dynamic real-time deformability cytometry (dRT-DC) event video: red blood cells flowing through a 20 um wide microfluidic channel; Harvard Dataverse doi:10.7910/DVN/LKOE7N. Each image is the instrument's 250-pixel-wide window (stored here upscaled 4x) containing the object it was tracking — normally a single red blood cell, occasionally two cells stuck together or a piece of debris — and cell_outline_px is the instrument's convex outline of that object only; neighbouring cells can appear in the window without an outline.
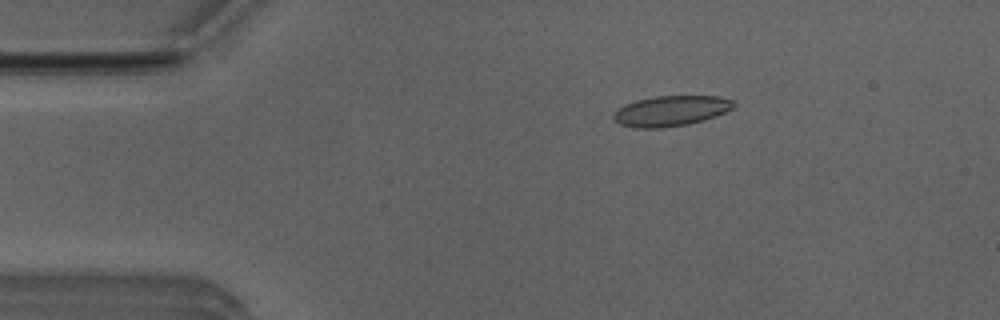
{"species": "Egyptian fruit bat (a non-hibernating species)", "species_latin": "Rousettus aegyptiacus", "temperature_condition": "room temperature", "stored_images_in_passage": 49, "camera_frame_rate_fps": 3000, "um_per_image_px": 0.085, "animal": {"sex": "male"}, "frame": {"image": 1, "passage_image": 6, "time_ms": 1.667, "image_size_px": [1000, 320], "cell_outline_px": [[736, 104], [732, 108], [716, 116], [704, 120], [688, 124], [664, 128], [636, 128], [620, 124], [612, 120], [612, 116], [624, 104], [636, 100], [656, 96], [720, 96], [732, 100]], "centroid_in_image_um": [57.02, 9.43], "position_along_channel_um": 28.0, "area_um2": 21.33}}
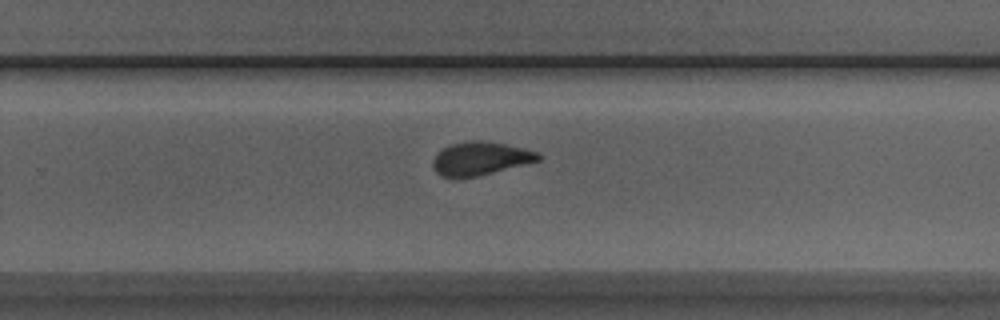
{"frame": {"image": 2, "passage_image": 30, "time_ms": 9.667, "image_size_px": [1000, 320], "cell_outline_px": [[544, 156], [540, 160], [528, 164], [476, 176], [444, 176], [436, 172], [432, 164], [432, 160], [444, 148], [452, 144], [472, 140], [484, 140], [504, 144], [540, 152]], "centroid_in_image_um": [40.91, 13.45], "position_along_channel_um": 288.9, "area_um2": 20.17}}
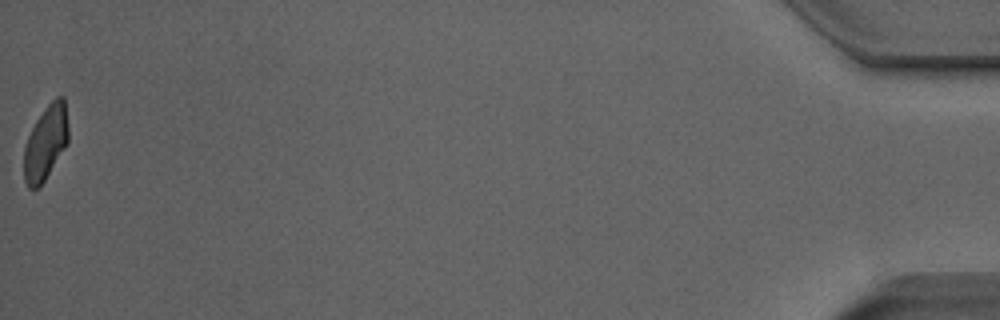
{"frame": {"image": 3, "passage_image": 49, "time_ms": 16.0, "image_size_px": [1000, 320], "cell_outline_px": [[68, 140], [64, 148], [44, 180], [36, 188], [28, 188], [24, 180], [24, 148], [28, 136], [36, 120], [44, 108], [56, 96], [64, 96], [68, 124]], "centroid_in_image_um": [3.88, 12.08], "position_along_channel_um": 431.3, "area_um2": 19.02}, "authors_computed_cell_mechanics": {"area_um2": 20.8658, "velocity_mm_per_s": 3.9428, "shape_relaxation_time_tau1_ms": 4.8456, "shape_relaxation_time_tau2_ms": 1.27, "deformation_change_tau1": 0.1461, "deformation_change_tau2": 0.0769}}